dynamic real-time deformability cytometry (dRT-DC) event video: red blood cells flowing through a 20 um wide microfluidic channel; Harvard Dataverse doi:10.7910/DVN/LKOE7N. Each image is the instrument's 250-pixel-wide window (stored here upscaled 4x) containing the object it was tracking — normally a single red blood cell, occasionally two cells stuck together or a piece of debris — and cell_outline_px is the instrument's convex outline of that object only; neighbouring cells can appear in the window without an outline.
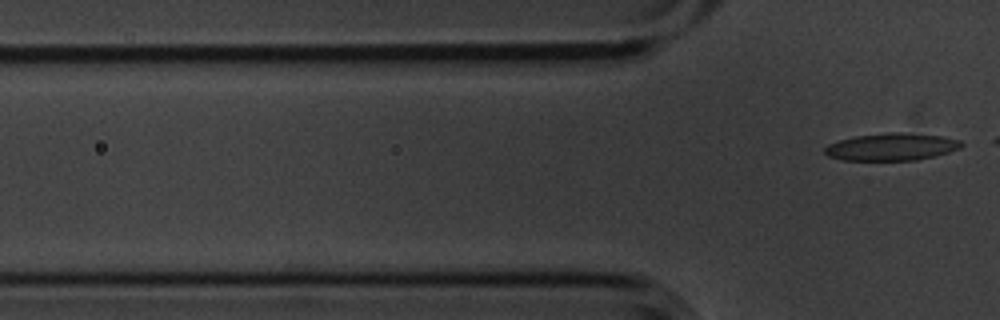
{"species": "common noctule bat (a hibernating species)", "species_latin": "Nyctalus noctula", "temperature_condition": "cold", "stored_images_in_passage": 6, "segment_of_instrument_passage": [2, 2], "camera_frame_rate_fps": 3000, "um_per_image_px": 0.085, "animal": {"sex": "male", "body_mass_g": 20.1, "forearm_length_mm": 53.5}, "frame": {"image": 1, "passage_image": 6, "time_ms": 1.667, "image_size_px": [1000, 320], "cell_outline_px": [[964, 144], [960, 148], [948, 152], [916, 160], [844, 160], [828, 156], [824, 152], [824, 148], [828, 144], [840, 140], [856, 136], [892, 132], [904, 132], [940, 136], [960, 140]], "centroid_in_image_um": [75.77, 12.48], "position_along_channel_um": 50.0, "area_um2": 21.56}}